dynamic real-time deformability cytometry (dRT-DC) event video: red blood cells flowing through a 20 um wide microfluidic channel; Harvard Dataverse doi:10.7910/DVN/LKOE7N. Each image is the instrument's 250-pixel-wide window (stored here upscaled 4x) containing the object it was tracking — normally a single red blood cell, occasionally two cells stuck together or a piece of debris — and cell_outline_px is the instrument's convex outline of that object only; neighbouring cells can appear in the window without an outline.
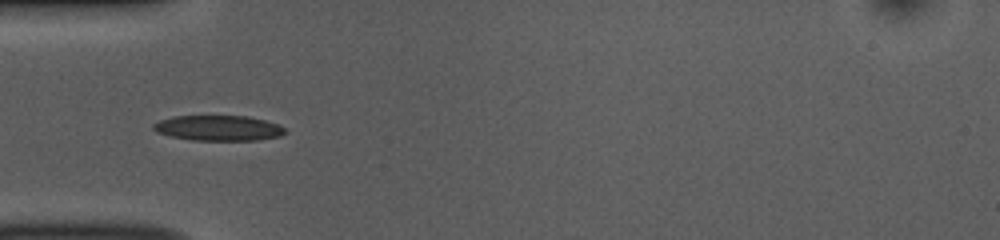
{"species": "common noctule bat (a hibernating species)", "species_latin": "Nyctalus noctula", "temperature_condition": "room temperature", "stored_images_in_passage": 6, "camera_frame_rate_fps": 3000, "um_per_image_px": 0.085, "animal": {"sex": "female", "body_mass_g": 10.0, "forearm_length_mm": 53.1}, "frame": {"image": 1, "passage_image": 3, "time_ms": 0.667, "image_size_px": [1000, 240], "cell_outline_px": [[288, 132], [280, 136], [256, 140], [192, 140], [172, 136], [156, 132], [152, 128], [152, 124], [160, 120], [172, 116], [248, 116], [280, 124]], "centroid_in_image_um": [18.58, 10.88], "position_along_channel_um": 66.4, "area_um2": 19.48}}